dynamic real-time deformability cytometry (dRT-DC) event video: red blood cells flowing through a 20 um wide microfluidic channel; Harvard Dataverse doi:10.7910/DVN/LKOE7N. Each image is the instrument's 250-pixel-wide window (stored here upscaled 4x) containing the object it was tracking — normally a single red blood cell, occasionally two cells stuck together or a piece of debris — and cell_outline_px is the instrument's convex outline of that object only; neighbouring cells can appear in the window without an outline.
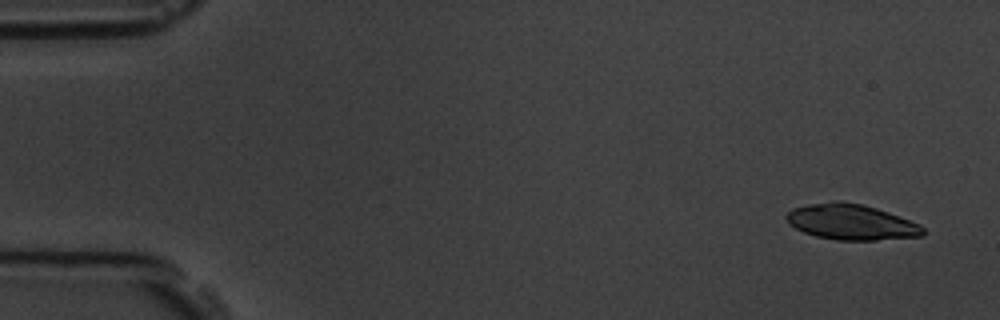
{"species": "common noctule bat (a hibernating species)", "species_latin": "Nyctalus noctula", "temperature_condition": "room temperature", "stored_images_in_passage": 5, "camera_frame_rate_fps": 3000, "um_per_image_px": 0.085, "animal": {"sex": "male", "body_mass_g": 19.5, "forearm_length_mm": 54.6}, "frame": {"image": 1, "passage_image": 1, "time_ms": 0.0, "image_size_px": [1000, 320], "cell_outline_px": [[924, 236], [876, 240], [836, 240], [816, 236], [804, 232], [788, 224], [784, 216], [792, 208], [808, 204], [832, 200], [840, 200], [860, 204], [876, 208], [888, 212], [920, 224], [924, 228]], "centroid_in_image_um": [72.33, 18.87], "position_along_channel_um": 12.7, "area_um2": 28.5}}